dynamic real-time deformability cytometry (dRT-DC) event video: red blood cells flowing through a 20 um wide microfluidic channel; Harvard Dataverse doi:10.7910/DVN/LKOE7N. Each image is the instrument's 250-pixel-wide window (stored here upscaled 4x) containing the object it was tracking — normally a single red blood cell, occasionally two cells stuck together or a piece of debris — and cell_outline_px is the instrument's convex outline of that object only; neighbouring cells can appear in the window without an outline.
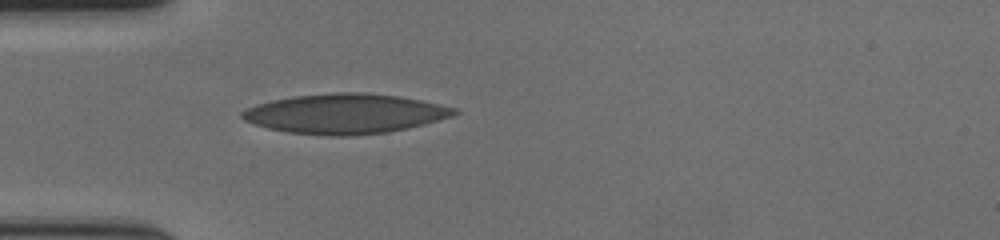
{"species": "human", "species_latin": "Homo sapiens", "temperature_condition": "cold", "stored_images_in_passage": 38, "camera_frame_rate_fps": 3000, "um_per_image_px": 0.085, "donor": {"sex": "female"}, "frame": {"image": 1, "passage_image": 1, "time_ms": 0.0, "image_size_px": [1000, 240], "cell_outline_px": [[460, 112], [452, 116], [424, 124], [408, 128], [388, 132], [348, 136], [332, 136], [288, 132], [268, 128], [252, 124], [244, 120], [240, 116], [240, 112], [256, 104], [272, 100], [292, 96], [332, 92], [364, 92], [400, 96], [440, 104], [456, 108]], "centroid_in_image_um": [29.32, 9.66], "position_along_channel_um": 55.7, "area_um2": 49.42}}
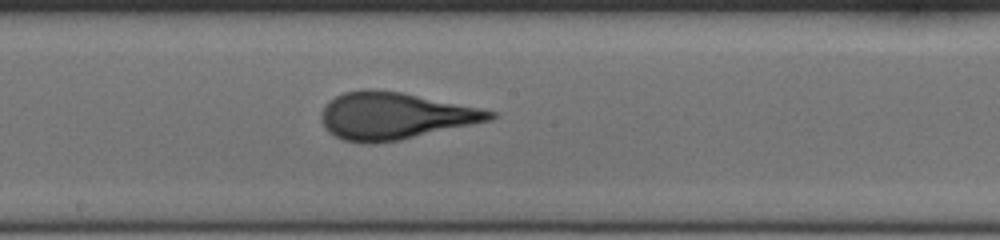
{"frame": {"image": 2, "passage_image": 15, "time_ms": 4.667, "image_size_px": [1000, 240], "cell_outline_px": [[496, 116], [492, 120], [400, 140], [372, 144], [360, 144], [344, 140], [328, 132], [324, 128], [320, 120], [320, 112], [328, 100], [344, 92], [364, 88], [372, 88], [400, 92], [480, 108], [496, 112]], "centroid_in_image_um": [33.48, 9.85], "position_along_channel_um": 214.7, "area_um2": 46.47}}
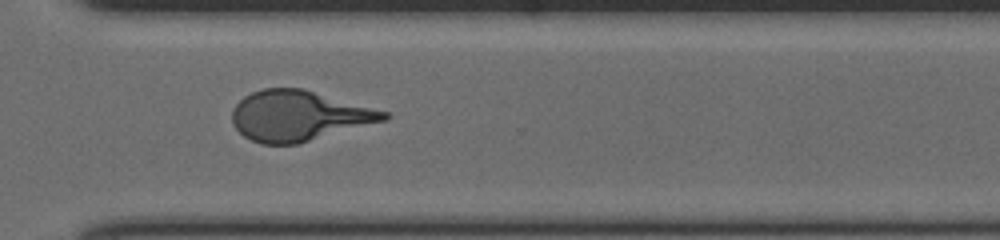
{"frame": {"image": 3, "passage_image": 26, "time_ms": 8.333, "image_size_px": [1000, 240], "cell_outline_px": [[392, 116], [388, 120], [296, 144], [260, 144], [244, 136], [232, 124], [232, 108], [244, 96], [252, 92], [264, 88], [300, 88], [388, 112]], "centroid_in_image_um": [25.38, 9.85], "position_along_channel_um": 345.2, "area_um2": 44.22}, "authors_computed_cell_mechanics": {"area_um2": 45.1129, "velocity_mm_per_s": 3.5573, "shape_relaxation_time_tau1_ms": 5.1622, "shape_relaxation_time_tau2_ms": null, "deformation_change_tau1": 0.1992, "deformation_change_tau2": null}}